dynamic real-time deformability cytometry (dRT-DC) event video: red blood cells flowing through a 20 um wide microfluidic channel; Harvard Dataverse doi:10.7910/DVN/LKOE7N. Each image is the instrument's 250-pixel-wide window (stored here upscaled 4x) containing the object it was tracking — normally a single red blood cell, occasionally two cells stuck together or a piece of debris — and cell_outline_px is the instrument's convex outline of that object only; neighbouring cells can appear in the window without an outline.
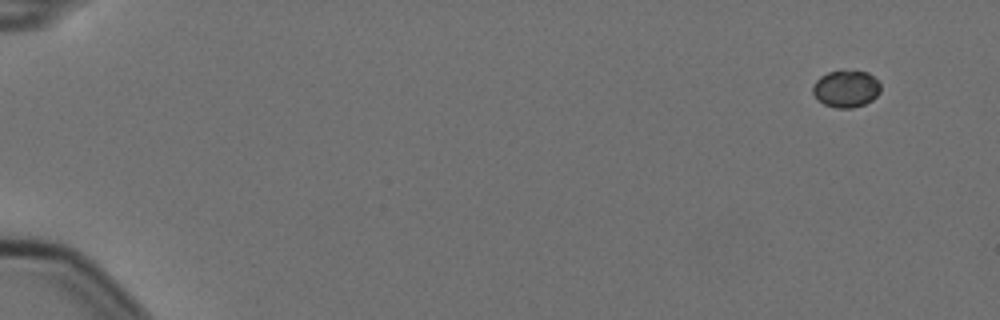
{"species": "Egyptian fruit bat (a non-hibernating species)", "species_latin": "Rousettus aegyptiacus", "temperature_condition": "cold", "stored_images_in_passage": 5, "camera_frame_rate_fps": 3000, "um_per_image_px": 0.085, "animal": {"sex": "female"}, "frame": {"image": 1, "passage_image": 1, "time_ms": 0.0, "image_size_px": [1000, 320], "cell_outline_px": [[880, 92], [872, 100], [864, 104], [852, 108], [836, 108], [824, 104], [816, 100], [812, 92], [812, 84], [820, 76], [828, 72], [868, 72], [880, 84]], "centroid_in_image_um": [71.87, 7.57], "position_along_channel_um": 13.1, "area_um2": 14.51}}
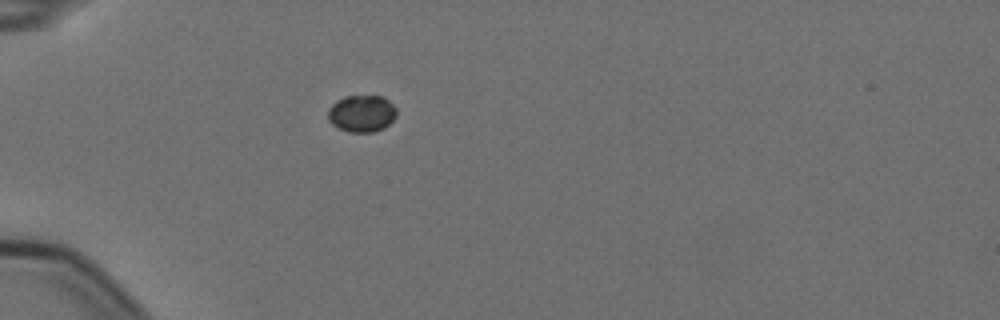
{"frame": {"image": 2, "passage_image": 5, "time_ms": 1.333, "image_size_px": [1000, 320], "cell_outline_px": [[396, 116], [384, 128], [372, 132], [348, 132], [332, 124], [328, 120], [328, 108], [336, 100], [344, 96], [384, 96], [396, 108]], "centroid_in_image_um": [30.73, 9.64], "position_along_channel_um": 54.3, "area_um2": 14.8}}